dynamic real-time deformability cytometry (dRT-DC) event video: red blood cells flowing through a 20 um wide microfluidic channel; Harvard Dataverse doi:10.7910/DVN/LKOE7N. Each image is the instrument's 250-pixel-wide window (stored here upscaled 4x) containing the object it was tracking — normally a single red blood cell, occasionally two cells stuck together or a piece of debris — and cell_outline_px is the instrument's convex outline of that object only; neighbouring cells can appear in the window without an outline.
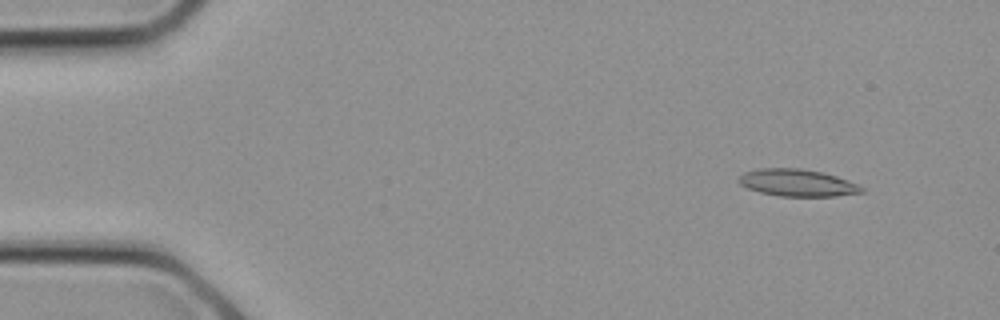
{"species": "common noctule bat (a hibernating species)", "species_latin": "Nyctalus noctula", "temperature_condition": "cold", "stored_images_in_passage": 10, "camera_frame_rate_fps": 3000, "um_per_image_px": 0.085, "animal": {"sex": "female", "body_mass_g": 21.9}, "frame": {"image": 1, "passage_image": 3, "time_ms": 0.667, "image_size_px": [1000, 320], "cell_outline_px": [[864, 192], [836, 196], [780, 196], [760, 192], [748, 188], [740, 184], [736, 180], [744, 172], [756, 168], [800, 168], [824, 172], [848, 180], [864, 188]], "centroid_in_image_um": [67.75, 15.53], "position_along_channel_um": 17.2, "area_um2": 19.48}}
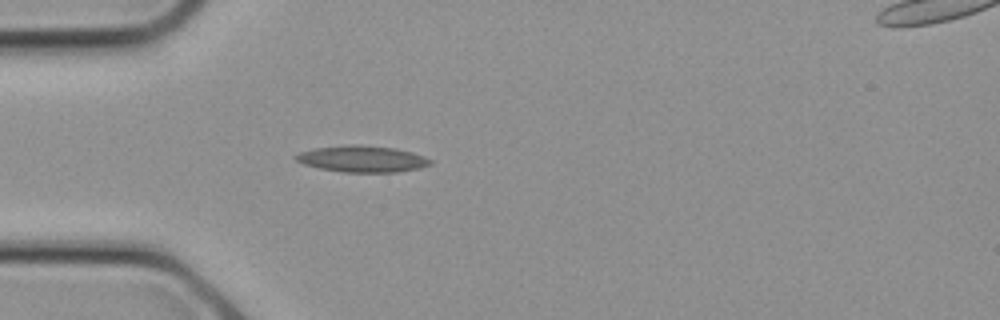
{"frame": {"image": 2, "passage_image": 8, "time_ms": 2.333, "image_size_px": [1000, 320], "cell_outline_px": [[432, 164], [420, 168], [396, 172], [344, 172], [320, 168], [304, 164], [296, 160], [292, 156], [300, 152], [316, 148], [348, 144], [360, 144], [396, 148], [412, 152], [424, 156], [432, 160]], "centroid_in_image_um": [30.81, 13.5], "position_along_channel_um": 54.2, "area_um2": 20.81}}
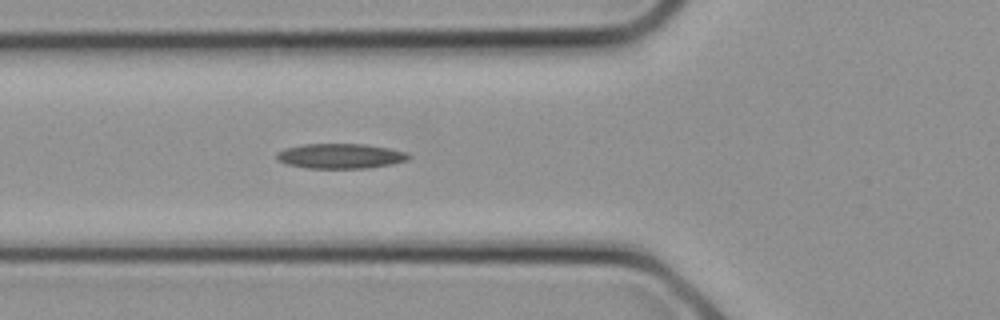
{"frame": {"image": 3, "passage_image": 10, "time_ms": 3.0, "image_size_px": [1000, 320], "cell_outline_px": [[412, 156], [408, 160], [392, 164], [368, 168], [308, 168], [284, 164], [276, 160], [276, 152], [284, 148], [304, 144], [364, 144], [388, 148], [408, 152]], "centroid_in_image_um": [28.92, 13.26], "position_along_channel_um": 96.9, "area_um2": 19.42}}